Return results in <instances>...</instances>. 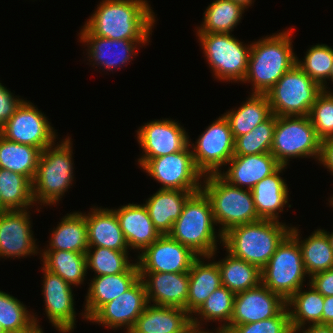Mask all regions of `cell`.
<instances>
[{
	"label": "cell",
	"instance_id": "1",
	"mask_svg": "<svg viewBox=\"0 0 333 333\" xmlns=\"http://www.w3.org/2000/svg\"><path fill=\"white\" fill-rule=\"evenodd\" d=\"M146 0H103L85 23L94 35L113 40H150L154 12Z\"/></svg>",
	"mask_w": 333,
	"mask_h": 333
},
{
	"label": "cell",
	"instance_id": "2",
	"mask_svg": "<svg viewBox=\"0 0 333 333\" xmlns=\"http://www.w3.org/2000/svg\"><path fill=\"white\" fill-rule=\"evenodd\" d=\"M291 31L266 36L249 45L248 70L243 82L253 84L252 94H266L296 64Z\"/></svg>",
	"mask_w": 333,
	"mask_h": 333
},
{
	"label": "cell",
	"instance_id": "3",
	"mask_svg": "<svg viewBox=\"0 0 333 333\" xmlns=\"http://www.w3.org/2000/svg\"><path fill=\"white\" fill-rule=\"evenodd\" d=\"M286 226L269 219L238 225L223 234L222 244L232 256L262 270L277 246L290 233L291 228Z\"/></svg>",
	"mask_w": 333,
	"mask_h": 333
},
{
	"label": "cell",
	"instance_id": "4",
	"mask_svg": "<svg viewBox=\"0 0 333 333\" xmlns=\"http://www.w3.org/2000/svg\"><path fill=\"white\" fill-rule=\"evenodd\" d=\"M215 224L210 200L200 190L187 199L169 235L198 256L210 259L217 251Z\"/></svg>",
	"mask_w": 333,
	"mask_h": 333
},
{
	"label": "cell",
	"instance_id": "5",
	"mask_svg": "<svg viewBox=\"0 0 333 333\" xmlns=\"http://www.w3.org/2000/svg\"><path fill=\"white\" fill-rule=\"evenodd\" d=\"M204 179L201 190L210 200L215 223L222 225L218 233L220 243L229 229L261 220L251 190L231 185L219 174L205 175Z\"/></svg>",
	"mask_w": 333,
	"mask_h": 333
},
{
	"label": "cell",
	"instance_id": "6",
	"mask_svg": "<svg viewBox=\"0 0 333 333\" xmlns=\"http://www.w3.org/2000/svg\"><path fill=\"white\" fill-rule=\"evenodd\" d=\"M72 144L68 138L55 148L46 147L40 153L35 177L32 181L34 203L53 205L68 190L73 181Z\"/></svg>",
	"mask_w": 333,
	"mask_h": 333
},
{
	"label": "cell",
	"instance_id": "7",
	"mask_svg": "<svg viewBox=\"0 0 333 333\" xmlns=\"http://www.w3.org/2000/svg\"><path fill=\"white\" fill-rule=\"evenodd\" d=\"M306 274L301 248L289 233L261 270V283L287 301L303 287Z\"/></svg>",
	"mask_w": 333,
	"mask_h": 333
},
{
	"label": "cell",
	"instance_id": "8",
	"mask_svg": "<svg viewBox=\"0 0 333 333\" xmlns=\"http://www.w3.org/2000/svg\"><path fill=\"white\" fill-rule=\"evenodd\" d=\"M322 87L297 64L265 94L275 116H309Z\"/></svg>",
	"mask_w": 333,
	"mask_h": 333
},
{
	"label": "cell",
	"instance_id": "9",
	"mask_svg": "<svg viewBox=\"0 0 333 333\" xmlns=\"http://www.w3.org/2000/svg\"><path fill=\"white\" fill-rule=\"evenodd\" d=\"M321 140L309 116H276V127L270 152L282 166L292 157L319 160Z\"/></svg>",
	"mask_w": 333,
	"mask_h": 333
},
{
	"label": "cell",
	"instance_id": "10",
	"mask_svg": "<svg viewBox=\"0 0 333 333\" xmlns=\"http://www.w3.org/2000/svg\"><path fill=\"white\" fill-rule=\"evenodd\" d=\"M197 35L215 77L223 81L243 82L248 70L251 46H246L231 33H197Z\"/></svg>",
	"mask_w": 333,
	"mask_h": 333
},
{
	"label": "cell",
	"instance_id": "11",
	"mask_svg": "<svg viewBox=\"0 0 333 333\" xmlns=\"http://www.w3.org/2000/svg\"><path fill=\"white\" fill-rule=\"evenodd\" d=\"M189 146L179 152L148 159L141 168L161 183V189L200 191L202 182L199 179L204 175L197 169Z\"/></svg>",
	"mask_w": 333,
	"mask_h": 333
},
{
	"label": "cell",
	"instance_id": "12",
	"mask_svg": "<svg viewBox=\"0 0 333 333\" xmlns=\"http://www.w3.org/2000/svg\"><path fill=\"white\" fill-rule=\"evenodd\" d=\"M196 146L191 143L193 159L197 169L205 176L218 174L234 156L235 139L228 120L224 115L206 128L197 139Z\"/></svg>",
	"mask_w": 333,
	"mask_h": 333
},
{
	"label": "cell",
	"instance_id": "13",
	"mask_svg": "<svg viewBox=\"0 0 333 333\" xmlns=\"http://www.w3.org/2000/svg\"><path fill=\"white\" fill-rule=\"evenodd\" d=\"M34 106L23 100L0 129V134L10 141L34 146L43 151L46 147L55 146L56 133L47 117Z\"/></svg>",
	"mask_w": 333,
	"mask_h": 333
},
{
	"label": "cell",
	"instance_id": "14",
	"mask_svg": "<svg viewBox=\"0 0 333 333\" xmlns=\"http://www.w3.org/2000/svg\"><path fill=\"white\" fill-rule=\"evenodd\" d=\"M198 257L169 234L161 235L138 255L139 272L188 273Z\"/></svg>",
	"mask_w": 333,
	"mask_h": 333
},
{
	"label": "cell",
	"instance_id": "15",
	"mask_svg": "<svg viewBox=\"0 0 333 333\" xmlns=\"http://www.w3.org/2000/svg\"><path fill=\"white\" fill-rule=\"evenodd\" d=\"M137 140L145 153L138 159L140 167L148 159L184 150L191 142L184 128L169 119L145 123L137 131Z\"/></svg>",
	"mask_w": 333,
	"mask_h": 333
},
{
	"label": "cell",
	"instance_id": "16",
	"mask_svg": "<svg viewBox=\"0 0 333 333\" xmlns=\"http://www.w3.org/2000/svg\"><path fill=\"white\" fill-rule=\"evenodd\" d=\"M147 304L146 288L142 279L139 278L126 292L103 305L89 321L112 329L125 325L126 333H128Z\"/></svg>",
	"mask_w": 333,
	"mask_h": 333
},
{
	"label": "cell",
	"instance_id": "17",
	"mask_svg": "<svg viewBox=\"0 0 333 333\" xmlns=\"http://www.w3.org/2000/svg\"><path fill=\"white\" fill-rule=\"evenodd\" d=\"M286 301L260 283L252 289L235 294L230 326L249 324L276 316Z\"/></svg>",
	"mask_w": 333,
	"mask_h": 333
},
{
	"label": "cell",
	"instance_id": "18",
	"mask_svg": "<svg viewBox=\"0 0 333 333\" xmlns=\"http://www.w3.org/2000/svg\"><path fill=\"white\" fill-rule=\"evenodd\" d=\"M0 211V257L20 258L37 255L29 211Z\"/></svg>",
	"mask_w": 333,
	"mask_h": 333
},
{
	"label": "cell",
	"instance_id": "19",
	"mask_svg": "<svg viewBox=\"0 0 333 333\" xmlns=\"http://www.w3.org/2000/svg\"><path fill=\"white\" fill-rule=\"evenodd\" d=\"M43 295L45 311L48 319L56 330L61 333H70L74 330L75 309L71 285L44 267Z\"/></svg>",
	"mask_w": 333,
	"mask_h": 333
},
{
	"label": "cell",
	"instance_id": "20",
	"mask_svg": "<svg viewBox=\"0 0 333 333\" xmlns=\"http://www.w3.org/2000/svg\"><path fill=\"white\" fill-rule=\"evenodd\" d=\"M80 31V41L87 43L88 56L93 65L103 66L106 70L116 69L122 65L130 62L132 57L136 55L137 49L140 44H146L148 40H113L94 36L85 26Z\"/></svg>",
	"mask_w": 333,
	"mask_h": 333
},
{
	"label": "cell",
	"instance_id": "21",
	"mask_svg": "<svg viewBox=\"0 0 333 333\" xmlns=\"http://www.w3.org/2000/svg\"><path fill=\"white\" fill-rule=\"evenodd\" d=\"M139 274L146 288L148 303L152 301L154 305L186 310L188 273L139 272Z\"/></svg>",
	"mask_w": 333,
	"mask_h": 333
},
{
	"label": "cell",
	"instance_id": "22",
	"mask_svg": "<svg viewBox=\"0 0 333 333\" xmlns=\"http://www.w3.org/2000/svg\"><path fill=\"white\" fill-rule=\"evenodd\" d=\"M227 171L218 174L231 185L251 190L263 178L275 173L282 165L271 152L234 155L227 163Z\"/></svg>",
	"mask_w": 333,
	"mask_h": 333
},
{
	"label": "cell",
	"instance_id": "23",
	"mask_svg": "<svg viewBox=\"0 0 333 333\" xmlns=\"http://www.w3.org/2000/svg\"><path fill=\"white\" fill-rule=\"evenodd\" d=\"M194 332L191 315L183 308L147 304L128 333Z\"/></svg>",
	"mask_w": 333,
	"mask_h": 333
},
{
	"label": "cell",
	"instance_id": "24",
	"mask_svg": "<svg viewBox=\"0 0 333 333\" xmlns=\"http://www.w3.org/2000/svg\"><path fill=\"white\" fill-rule=\"evenodd\" d=\"M139 278L137 263L125 273L95 276L85 297L83 318L89 320L103 305L126 292Z\"/></svg>",
	"mask_w": 333,
	"mask_h": 333
},
{
	"label": "cell",
	"instance_id": "25",
	"mask_svg": "<svg viewBox=\"0 0 333 333\" xmlns=\"http://www.w3.org/2000/svg\"><path fill=\"white\" fill-rule=\"evenodd\" d=\"M118 218L128 247L140 252L156 241L161 234L154 227L145 205L128 204L113 210Z\"/></svg>",
	"mask_w": 333,
	"mask_h": 333
},
{
	"label": "cell",
	"instance_id": "26",
	"mask_svg": "<svg viewBox=\"0 0 333 333\" xmlns=\"http://www.w3.org/2000/svg\"><path fill=\"white\" fill-rule=\"evenodd\" d=\"M89 247H104L116 251H128V244L113 209L93 208L84 214ZM87 215V216H86Z\"/></svg>",
	"mask_w": 333,
	"mask_h": 333
},
{
	"label": "cell",
	"instance_id": "27",
	"mask_svg": "<svg viewBox=\"0 0 333 333\" xmlns=\"http://www.w3.org/2000/svg\"><path fill=\"white\" fill-rule=\"evenodd\" d=\"M198 191H182L159 189L148 200L145 207L154 227L161 235L169 234L172 231L174 222L182 213L187 199Z\"/></svg>",
	"mask_w": 333,
	"mask_h": 333
},
{
	"label": "cell",
	"instance_id": "28",
	"mask_svg": "<svg viewBox=\"0 0 333 333\" xmlns=\"http://www.w3.org/2000/svg\"><path fill=\"white\" fill-rule=\"evenodd\" d=\"M286 166H281L272 175L263 178L251 189L254 205L261 219L279 221V212L288 204V186L279 173Z\"/></svg>",
	"mask_w": 333,
	"mask_h": 333
},
{
	"label": "cell",
	"instance_id": "29",
	"mask_svg": "<svg viewBox=\"0 0 333 333\" xmlns=\"http://www.w3.org/2000/svg\"><path fill=\"white\" fill-rule=\"evenodd\" d=\"M206 256H198L188 272L189 289L186 311L192 316L206 299L222 286L217 262L204 263Z\"/></svg>",
	"mask_w": 333,
	"mask_h": 333
},
{
	"label": "cell",
	"instance_id": "30",
	"mask_svg": "<svg viewBox=\"0 0 333 333\" xmlns=\"http://www.w3.org/2000/svg\"><path fill=\"white\" fill-rule=\"evenodd\" d=\"M295 227H291L290 234L297 240L301 251L307 275L329 270L333 267V250L329 239L322 229H317L311 236L299 241L301 237Z\"/></svg>",
	"mask_w": 333,
	"mask_h": 333
},
{
	"label": "cell",
	"instance_id": "31",
	"mask_svg": "<svg viewBox=\"0 0 333 333\" xmlns=\"http://www.w3.org/2000/svg\"><path fill=\"white\" fill-rule=\"evenodd\" d=\"M271 115V107L265 94H252L246 102L238 107V110H230L224 114L234 139L249 133Z\"/></svg>",
	"mask_w": 333,
	"mask_h": 333
},
{
	"label": "cell",
	"instance_id": "32",
	"mask_svg": "<svg viewBox=\"0 0 333 333\" xmlns=\"http://www.w3.org/2000/svg\"><path fill=\"white\" fill-rule=\"evenodd\" d=\"M61 220L52 231L48 250L86 253L89 246L85 215L81 212H73Z\"/></svg>",
	"mask_w": 333,
	"mask_h": 333
},
{
	"label": "cell",
	"instance_id": "33",
	"mask_svg": "<svg viewBox=\"0 0 333 333\" xmlns=\"http://www.w3.org/2000/svg\"><path fill=\"white\" fill-rule=\"evenodd\" d=\"M324 296L310 285L309 290L302 292V287L286 301L292 331L305 329L304 325L321 324ZM291 306L294 310L291 309ZM290 307V308H289ZM311 322V323H310ZM303 328V329H302Z\"/></svg>",
	"mask_w": 333,
	"mask_h": 333
},
{
	"label": "cell",
	"instance_id": "34",
	"mask_svg": "<svg viewBox=\"0 0 333 333\" xmlns=\"http://www.w3.org/2000/svg\"><path fill=\"white\" fill-rule=\"evenodd\" d=\"M41 151L10 141L0 134V169L21 174L33 181Z\"/></svg>",
	"mask_w": 333,
	"mask_h": 333
},
{
	"label": "cell",
	"instance_id": "35",
	"mask_svg": "<svg viewBox=\"0 0 333 333\" xmlns=\"http://www.w3.org/2000/svg\"><path fill=\"white\" fill-rule=\"evenodd\" d=\"M42 257L43 267L68 284L77 286L84 281L87 274L86 253L46 249Z\"/></svg>",
	"mask_w": 333,
	"mask_h": 333
},
{
	"label": "cell",
	"instance_id": "36",
	"mask_svg": "<svg viewBox=\"0 0 333 333\" xmlns=\"http://www.w3.org/2000/svg\"><path fill=\"white\" fill-rule=\"evenodd\" d=\"M227 253L226 258L217 262L222 286L237 294L261 283V270L256 265Z\"/></svg>",
	"mask_w": 333,
	"mask_h": 333
},
{
	"label": "cell",
	"instance_id": "37",
	"mask_svg": "<svg viewBox=\"0 0 333 333\" xmlns=\"http://www.w3.org/2000/svg\"><path fill=\"white\" fill-rule=\"evenodd\" d=\"M0 196L1 211L28 209L34 203L32 181L21 174L0 169Z\"/></svg>",
	"mask_w": 333,
	"mask_h": 333
},
{
	"label": "cell",
	"instance_id": "38",
	"mask_svg": "<svg viewBox=\"0 0 333 333\" xmlns=\"http://www.w3.org/2000/svg\"><path fill=\"white\" fill-rule=\"evenodd\" d=\"M245 8L232 0H215L204 12L203 24L197 33H231Z\"/></svg>",
	"mask_w": 333,
	"mask_h": 333
},
{
	"label": "cell",
	"instance_id": "39",
	"mask_svg": "<svg viewBox=\"0 0 333 333\" xmlns=\"http://www.w3.org/2000/svg\"><path fill=\"white\" fill-rule=\"evenodd\" d=\"M24 304L15 297L0 291V324L6 333H29L38 325Z\"/></svg>",
	"mask_w": 333,
	"mask_h": 333
},
{
	"label": "cell",
	"instance_id": "40",
	"mask_svg": "<svg viewBox=\"0 0 333 333\" xmlns=\"http://www.w3.org/2000/svg\"><path fill=\"white\" fill-rule=\"evenodd\" d=\"M128 252L104 247H88L86 251L87 269H92L95 274L97 273L96 276L125 273L135 264L129 262Z\"/></svg>",
	"mask_w": 333,
	"mask_h": 333
},
{
	"label": "cell",
	"instance_id": "41",
	"mask_svg": "<svg viewBox=\"0 0 333 333\" xmlns=\"http://www.w3.org/2000/svg\"><path fill=\"white\" fill-rule=\"evenodd\" d=\"M276 127V116L258 124L249 133L235 139L234 155H251L270 152Z\"/></svg>",
	"mask_w": 333,
	"mask_h": 333
},
{
	"label": "cell",
	"instance_id": "42",
	"mask_svg": "<svg viewBox=\"0 0 333 333\" xmlns=\"http://www.w3.org/2000/svg\"><path fill=\"white\" fill-rule=\"evenodd\" d=\"M303 60L301 62L297 58L296 64L323 90H327L326 79H329L333 66V49L326 44H317L307 51Z\"/></svg>",
	"mask_w": 333,
	"mask_h": 333
},
{
	"label": "cell",
	"instance_id": "43",
	"mask_svg": "<svg viewBox=\"0 0 333 333\" xmlns=\"http://www.w3.org/2000/svg\"><path fill=\"white\" fill-rule=\"evenodd\" d=\"M234 298L235 294L231 290L221 286L194 313L200 315L199 318L202 320L225 321L220 327L229 328L233 315Z\"/></svg>",
	"mask_w": 333,
	"mask_h": 333
},
{
	"label": "cell",
	"instance_id": "44",
	"mask_svg": "<svg viewBox=\"0 0 333 333\" xmlns=\"http://www.w3.org/2000/svg\"><path fill=\"white\" fill-rule=\"evenodd\" d=\"M309 117L318 138L323 141L333 137V94L323 90L313 104Z\"/></svg>",
	"mask_w": 333,
	"mask_h": 333
},
{
	"label": "cell",
	"instance_id": "45",
	"mask_svg": "<svg viewBox=\"0 0 333 333\" xmlns=\"http://www.w3.org/2000/svg\"><path fill=\"white\" fill-rule=\"evenodd\" d=\"M234 333H293L285 306L276 316L249 324L229 326Z\"/></svg>",
	"mask_w": 333,
	"mask_h": 333
},
{
	"label": "cell",
	"instance_id": "46",
	"mask_svg": "<svg viewBox=\"0 0 333 333\" xmlns=\"http://www.w3.org/2000/svg\"><path fill=\"white\" fill-rule=\"evenodd\" d=\"M8 89L0 83V129L14 114L23 99L15 98Z\"/></svg>",
	"mask_w": 333,
	"mask_h": 333
},
{
	"label": "cell",
	"instance_id": "47",
	"mask_svg": "<svg viewBox=\"0 0 333 333\" xmlns=\"http://www.w3.org/2000/svg\"><path fill=\"white\" fill-rule=\"evenodd\" d=\"M309 285L315 288L322 296H333V267L329 270L313 274Z\"/></svg>",
	"mask_w": 333,
	"mask_h": 333
},
{
	"label": "cell",
	"instance_id": "48",
	"mask_svg": "<svg viewBox=\"0 0 333 333\" xmlns=\"http://www.w3.org/2000/svg\"><path fill=\"white\" fill-rule=\"evenodd\" d=\"M320 163L324 165L333 175V137L321 142Z\"/></svg>",
	"mask_w": 333,
	"mask_h": 333
},
{
	"label": "cell",
	"instance_id": "49",
	"mask_svg": "<svg viewBox=\"0 0 333 333\" xmlns=\"http://www.w3.org/2000/svg\"><path fill=\"white\" fill-rule=\"evenodd\" d=\"M321 324L322 325H333V296L324 297Z\"/></svg>",
	"mask_w": 333,
	"mask_h": 333
},
{
	"label": "cell",
	"instance_id": "50",
	"mask_svg": "<svg viewBox=\"0 0 333 333\" xmlns=\"http://www.w3.org/2000/svg\"><path fill=\"white\" fill-rule=\"evenodd\" d=\"M333 333V325H310L308 329L301 331V329H298L296 331H293V333Z\"/></svg>",
	"mask_w": 333,
	"mask_h": 333
},
{
	"label": "cell",
	"instance_id": "51",
	"mask_svg": "<svg viewBox=\"0 0 333 333\" xmlns=\"http://www.w3.org/2000/svg\"><path fill=\"white\" fill-rule=\"evenodd\" d=\"M191 322L193 323L194 325V333H214V332H207V331H203V327H201L200 325V321L198 320V318L191 316ZM202 329V330H201ZM218 330H216L217 332L215 333H234L230 328H227V327H218L217 328Z\"/></svg>",
	"mask_w": 333,
	"mask_h": 333
},
{
	"label": "cell",
	"instance_id": "52",
	"mask_svg": "<svg viewBox=\"0 0 333 333\" xmlns=\"http://www.w3.org/2000/svg\"><path fill=\"white\" fill-rule=\"evenodd\" d=\"M236 3L241 4L244 8H246L247 6L249 7L250 5H252V0H232Z\"/></svg>",
	"mask_w": 333,
	"mask_h": 333
},
{
	"label": "cell",
	"instance_id": "53",
	"mask_svg": "<svg viewBox=\"0 0 333 333\" xmlns=\"http://www.w3.org/2000/svg\"><path fill=\"white\" fill-rule=\"evenodd\" d=\"M323 231L326 233V235H327V237H328V239H329V242H330L331 248H332V250H333V232H332V234H330L329 232H327V231H325V230H323Z\"/></svg>",
	"mask_w": 333,
	"mask_h": 333
},
{
	"label": "cell",
	"instance_id": "54",
	"mask_svg": "<svg viewBox=\"0 0 333 333\" xmlns=\"http://www.w3.org/2000/svg\"><path fill=\"white\" fill-rule=\"evenodd\" d=\"M29 333H43L42 328L35 327L31 332Z\"/></svg>",
	"mask_w": 333,
	"mask_h": 333
},
{
	"label": "cell",
	"instance_id": "55",
	"mask_svg": "<svg viewBox=\"0 0 333 333\" xmlns=\"http://www.w3.org/2000/svg\"><path fill=\"white\" fill-rule=\"evenodd\" d=\"M331 79V81L333 82V66H332V69H331V73H330V77H329V80Z\"/></svg>",
	"mask_w": 333,
	"mask_h": 333
},
{
	"label": "cell",
	"instance_id": "56",
	"mask_svg": "<svg viewBox=\"0 0 333 333\" xmlns=\"http://www.w3.org/2000/svg\"><path fill=\"white\" fill-rule=\"evenodd\" d=\"M0 333H6L1 324H0Z\"/></svg>",
	"mask_w": 333,
	"mask_h": 333
},
{
	"label": "cell",
	"instance_id": "57",
	"mask_svg": "<svg viewBox=\"0 0 333 333\" xmlns=\"http://www.w3.org/2000/svg\"><path fill=\"white\" fill-rule=\"evenodd\" d=\"M331 206L333 207V197L331 198V200L329 201Z\"/></svg>",
	"mask_w": 333,
	"mask_h": 333
},
{
	"label": "cell",
	"instance_id": "58",
	"mask_svg": "<svg viewBox=\"0 0 333 333\" xmlns=\"http://www.w3.org/2000/svg\"><path fill=\"white\" fill-rule=\"evenodd\" d=\"M176 333H194V332H176Z\"/></svg>",
	"mask_w": 333,
	"mask_h": 333
}]
</instances>
